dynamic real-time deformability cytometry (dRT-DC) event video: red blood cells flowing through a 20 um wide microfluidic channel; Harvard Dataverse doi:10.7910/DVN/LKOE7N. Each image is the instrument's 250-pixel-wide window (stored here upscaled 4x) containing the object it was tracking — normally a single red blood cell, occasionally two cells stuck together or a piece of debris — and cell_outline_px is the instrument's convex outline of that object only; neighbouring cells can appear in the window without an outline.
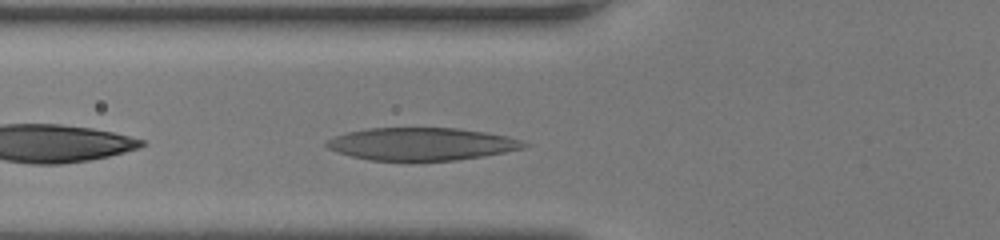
{"species": "human", "species_latin": "Homo sapiens", "temperature_condition": "room temperature", "stored_images_in_passage": 25, "camera_frame_rate_fps": 3000, "um_per_image_px": 0.085, "donor": {"sex": "female"}, "frame": {"image": 1, "passage_image": 3, "time_ms": 0.667, "image_size_px": [1000, 240], "cell_outline_px": [[532, 144], [524, 148], [504, 152], [456, 160], [368, 160], [336, 152], [328, 148], [324, 144], [328, 140], [336, 136], [348, 132], [368, 128], [456, 128], [484, 132], [508, 136]], "centroid_in_image_um": [35.83, 12.23], "position_along_channel_um": 90.0, "area_um2": 37.22}}
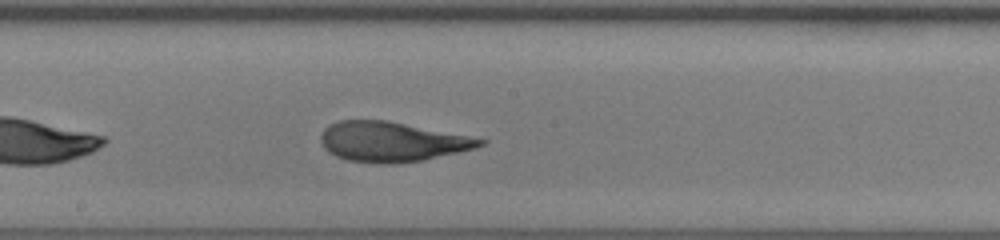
{"frame": {"image": 2, "passage_image": 12, "time_ms": 3.667, "image_size_px": [1000, 240], "cell_outline_px": [[488, 140], [484, 144], [476, 148], [424, 160], [396, 164], [380, 164], [348, 160], [336, 156], [328, 152], [324, 148], [320, 140], [320, 136], [324, 128], [328, 124], [340, 120], [388, 120]], "centroid_in_image_um": [33.27, 12.05], "position_along_channel_um": 214.9, "area_um2": 37.11}}
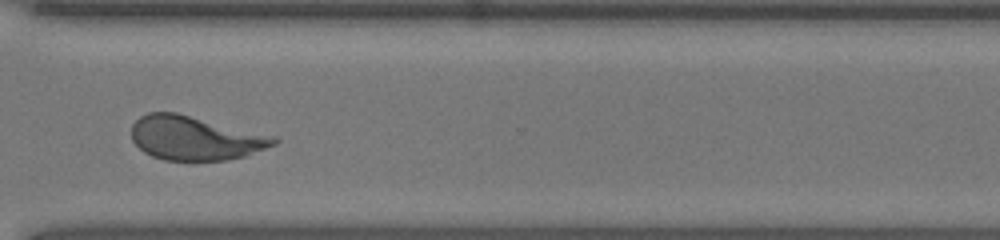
{"frame": {"image": 3, "passage_image": 22, "time_ms": 7.0, "image_size_px": [1000, 240], "cell_outline_px": [[280, 140], [276, 144], [244, 156], [228, 160], [164, 160], [152, 156], [144, 152], [132, 140], [132, 124], [140, 116], [148, 112], [176, 112], [276, 136]], "centroid_in_image_um": [16.59, 11.73], "position_along_channel_um": 354.0, "area_um2": 36.53}, "authors_computed_cell_mechanics": {"area_um2": 37.2232, "velocity_mm_per_s": 4.1698, "shape_relaxation_time_tau1_ms": 3.2301, "shape_relaxation_time_tau2_ms": 1.0246, "deformation_change_tau1": 0.1888, "deformation_change_tau2": 0.091}}